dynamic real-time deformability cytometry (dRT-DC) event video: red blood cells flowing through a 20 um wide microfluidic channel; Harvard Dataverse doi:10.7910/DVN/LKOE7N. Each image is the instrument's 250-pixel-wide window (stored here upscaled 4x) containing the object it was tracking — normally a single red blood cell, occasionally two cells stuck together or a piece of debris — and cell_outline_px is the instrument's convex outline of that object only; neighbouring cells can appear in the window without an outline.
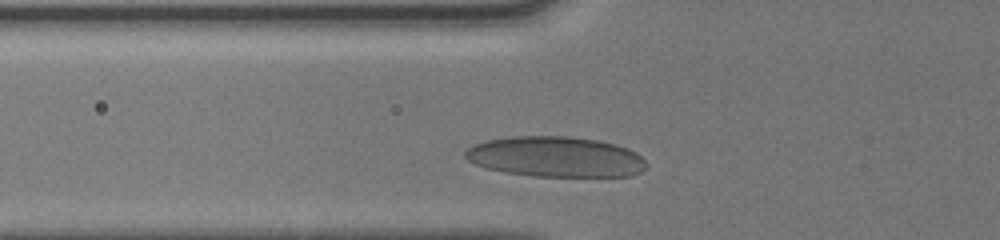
{"species": "human", "species_latin": "Homo sapiens", "temperature_condition": "cold", "stored_images_in_passage": 26, "camera_frame_rate_fps": 3000, "um_per_image_px": 0.085, "donor": {"sex": "male"}, "frame": {"image": 1, "passage_image": 3, "time_ms": 0.667, "image_size_px": [1000, 240], "cell_outline_px": [[648, 164], [640, 172], [632, 176], [532, 176], [504, 172], [488, 168], [476, 164], [468, 160], [464, 156], [464, 152], [472, 144], [488, 140], [512, 136], [568, 136], [596, 140], [616, 144], [628, 148], [636, 152]], "centroid_in_image_um": [47.23, 13.32], "position_along_channel_um": 78.6, "area_um2": 42.71}}
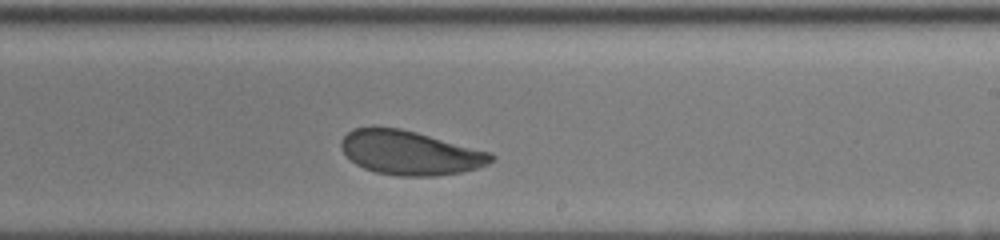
{"frame": {"image": 2, "passage_image": 16, "time_ms": 5.0, "image_size_px": [1000, 240], "cell_outline_px": [[496, 160], [488, 164], [464, 172], [436, 176], [400, 176], [376, 172], [364, 168], [356, 164], [340, 148], [340, 140], [352, 128], [372, 124], [400, 128], [416, 132], [492, 152], [496, 156]], "centroid_in_image_um": [34.84, 12.96], "position_along_channel_um": 254.2, "area_um2": 39.25}}
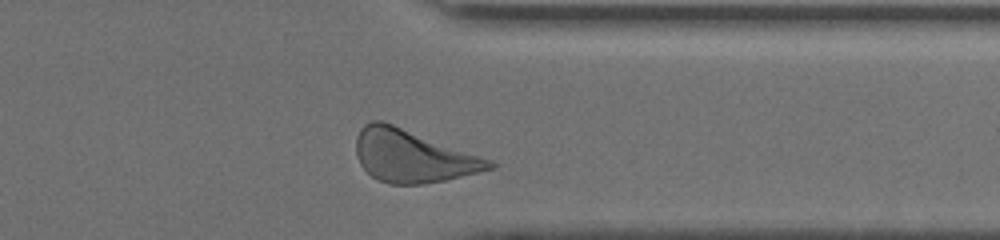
{"frame": {"image": 3, "passage_image": 25, "time_ms": 8.0, "image_size_px": [1000, 240], "cell_outline_px": [[496, 168], [444, 180], [424, 184], [388, 184], [372, 176], [360, 164], [356, 156], [356, 136], [360, 128], [364, 124], [372, 120], [384, 120], [492, 160], [496, 164]], "centroid_in_image_um": [35.06, 13.25], "position_along_channel_um": 376.3, "area_um2": 40.86}, "authors_computed_cell_mechanics": {"area_um2": 39.6219, "velocity_mm_per_s": 4.0697, "shape_relaxation_time_tau1_ms": 1.9123, "shape_relaxation_time_tau2_ms": 2.637, "deformation_change_tau1": 0.1024, "deformation_change_tau2": 0.0856}}